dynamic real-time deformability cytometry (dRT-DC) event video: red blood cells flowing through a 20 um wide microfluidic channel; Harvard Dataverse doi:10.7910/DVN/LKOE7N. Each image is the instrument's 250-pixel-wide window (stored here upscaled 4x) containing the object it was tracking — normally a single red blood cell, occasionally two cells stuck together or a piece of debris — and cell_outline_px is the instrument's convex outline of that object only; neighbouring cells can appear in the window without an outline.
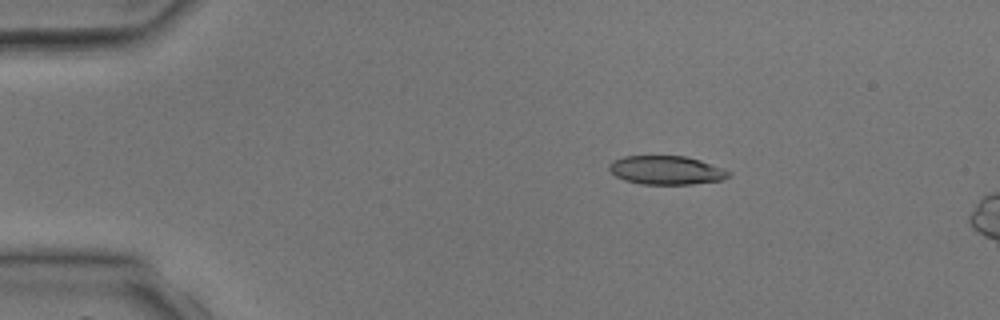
{"species": "common noctule bat (a hibernating species)", "species_latin": "Nyctalus noctula", "temperature_condition": "room temperature", "stored_images_in_passage": 4, "camera_frame_rate_fps": 3000, "um_per_image_px": 0.085, "animal": {"sex": "male", "body_mass_g": 17.9, "forearm_length_mm": 54.2}, "frame": {"image": 1, "passage_image": 2, "time_ms": 1.333, "image_size_px": [1000, 320], "cell_outline_px": [[732, 172], [728, 176], [720, 180], [692, 184], [640, 184], [624, 180], [616, 176], [608, 168], [608, 164], [612, 160], [624, 156], [684, 156], [700, 160]], "centroid_in_image_um": [56.59, 14.46], "position_along_channel_um": 28.4, "area_um2": 19.88}}